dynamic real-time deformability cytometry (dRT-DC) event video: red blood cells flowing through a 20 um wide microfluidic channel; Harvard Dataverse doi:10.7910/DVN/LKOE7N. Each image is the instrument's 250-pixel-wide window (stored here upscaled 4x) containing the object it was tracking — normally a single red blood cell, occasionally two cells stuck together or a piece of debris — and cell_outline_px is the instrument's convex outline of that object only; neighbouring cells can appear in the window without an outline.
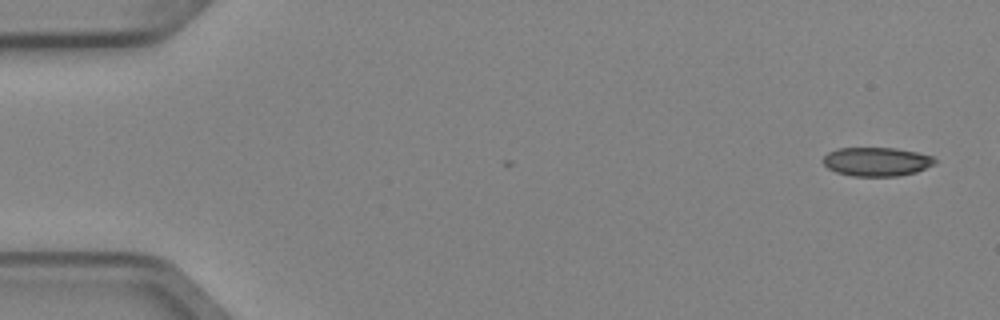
{"species": "Egyptian fruit bat (a non-hibernating species)", "species_latin": "Rousettus aegyptiacus", "temperature_condition": "cold", "stored_images_in_passage": 4, "camera_frame_rate_fps": 3000, "um_per_image_px": 0.085, "animal": {"sex": "female"}, "frame": {"image": 1, "passage_image": 1, "time_ms": 0.0, "image_size_px": [1000, 320], "cell_outline_px": [[936, 164], [916, 172], [900, 176], [852, 176], [836, 172], [828, 168], [824, 164], [824, 156], [828, 152], [836, 148], [896, 148], [916, 152], [932, 156], [936, 160]], "centroid_in_image_um": [74.53, 13.74], "position_along_channel_um": 10.5, "area_um2": 18.84}}